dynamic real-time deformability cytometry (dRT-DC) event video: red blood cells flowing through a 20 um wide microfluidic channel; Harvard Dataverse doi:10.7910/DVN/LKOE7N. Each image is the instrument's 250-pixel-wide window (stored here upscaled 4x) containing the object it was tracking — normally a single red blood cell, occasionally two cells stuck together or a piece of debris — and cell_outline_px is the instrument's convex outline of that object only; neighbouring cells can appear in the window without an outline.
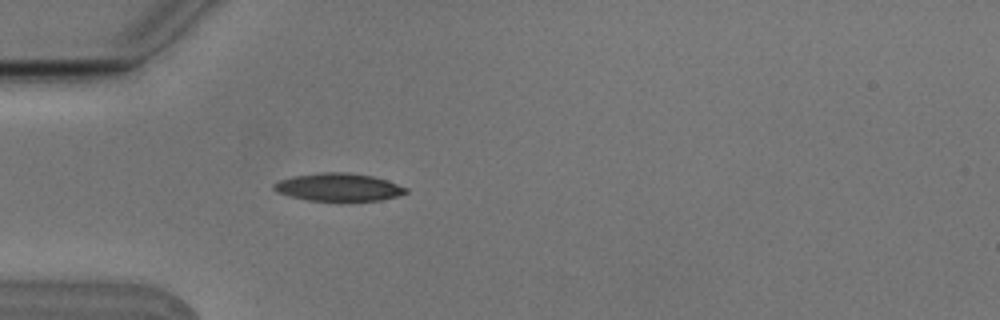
{"species": "Egyptian fruit bat (a non-hibernating species)", "species_latin": "Rousettus aegyptiacus", "temperature_condition": "cold", "stored_images_in_passage": 4, "camera_frame_rate_fps": 3000, "um_per_image_px": 0.085, "animal": {"sex": "male"}, "frame": {"image": 1, "passage_image": 4, "time_ms": 1.0, "image_size_px": [1000, 320], "cell_outline_px": [[408, 192], [396, 196], [380, 200], [308, 200], [276, 192], [272, 188], [272, 184], [280, 180], [292, 176], [324, 172], [348, 172], [372, 176], [388, 180], [408, 188]], "centroid_in_image_um": [28.77, 15.89], "position_along_channel_um": 56.2, "area_um2": 21.21}}